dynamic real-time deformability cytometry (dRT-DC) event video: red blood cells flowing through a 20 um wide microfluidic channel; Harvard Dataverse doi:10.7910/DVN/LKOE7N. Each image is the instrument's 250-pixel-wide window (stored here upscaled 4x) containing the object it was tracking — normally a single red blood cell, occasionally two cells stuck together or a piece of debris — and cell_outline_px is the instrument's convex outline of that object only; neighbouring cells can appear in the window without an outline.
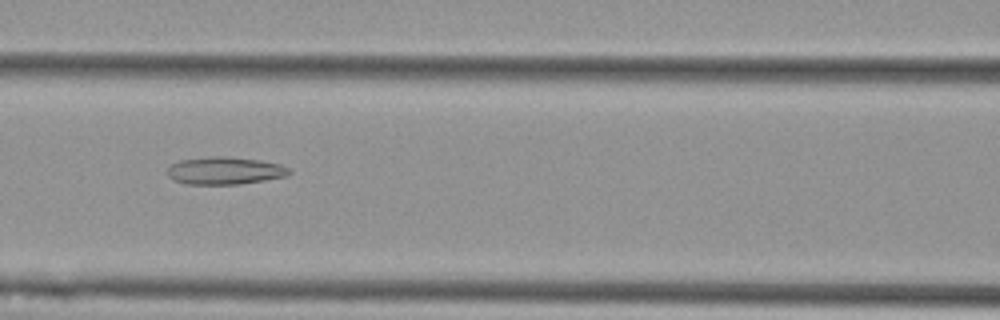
{"species": "Egyptian fruit bat (a non-hibernating species)", "species_latin": "Rousettus aegyptiacus", "temperature_condition": "cold", "stored_images_in_passage": 8, "camera_frame_rate_fps": 3000, "um_per_image_px": 0.085, "animal": {"sex": "female"}, "frame": {"image": 1, "passage_image": 7, "time_ms": 2.0, "image_size_px": [1000, 320], "cell_outline_px": [[292, 172], [288, 176], [264, 180], [236, 184], [184, 184], [168, 176], [168, 168], [172, 164], [180, 160], [208, 156], [228, 156], [260, 160], [280, 164], [288, 168]], "centroid_in_image_um": [19.12, 14.5], "position_along_channel_um": 147.5, "area_um2": 19.54}}
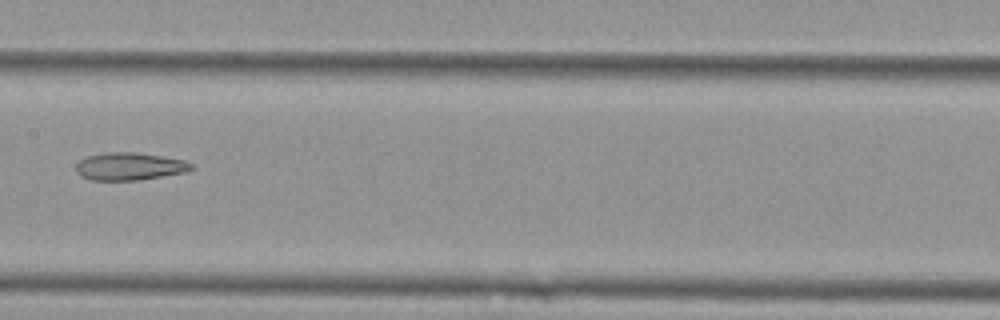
{"frame": {"image": 2, "passage_image": 8, "time_ms": 2.333, "image_size_px": [1000, 320], "cell_outline_px": [[196, 168], [188, 172], [136, 180], [92, 180], [80, 176], [76, 172], [76, 164], [80, 160], [88, 156], [104, 152], [136, 152], [184, 160], [192, 164]], "centroid_in_image_um": [11.02, 14.14], "position_along_channel_um": 196.4, "area_um2": 18.61}}